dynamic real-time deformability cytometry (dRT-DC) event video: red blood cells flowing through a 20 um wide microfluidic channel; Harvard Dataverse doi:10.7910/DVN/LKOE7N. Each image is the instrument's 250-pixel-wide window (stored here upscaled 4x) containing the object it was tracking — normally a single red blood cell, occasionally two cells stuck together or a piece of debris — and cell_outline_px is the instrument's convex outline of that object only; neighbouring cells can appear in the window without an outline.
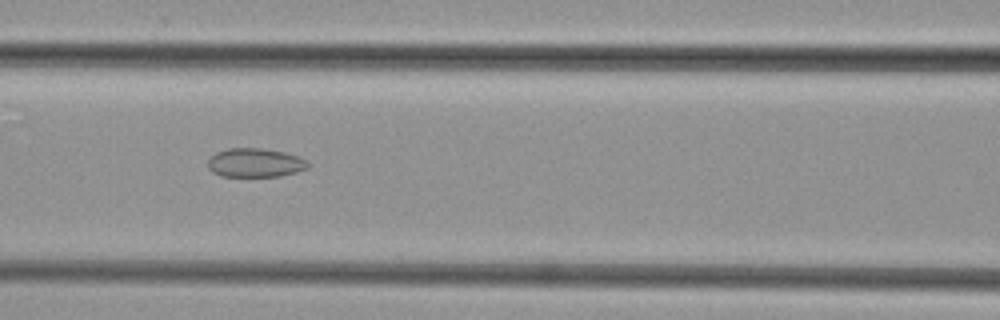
{"species": "common noctule bat (a hibernating species)", "species_latin": "Nyctalus noctula", "temperature_condition": "cold", "stored_images_in_passage": 45, "camera_frame_rate_fps": 3000, "um_per_image_px": 0.085, "animal": {"sex": "female", "body_mass_g": 29.2, "forearm_length_mm": 56.3}, "frame": {"image": 1, "passage_image": 20, "time_ms": 6.333, "image_size_px": [1000, 320], "cell_outline_px": [[312, 164], [308, 168], [296, 172], [280, 176], [220, 176], [212, 172], [208, 168], [208, 160], [216, 152], [228, 148], [260, 148], [284, 152], [308, 160]], "centroid_in_image_um": [21.7, 13.83], "position_along_channel_um": 144.9, "area_um2": 16.94}}
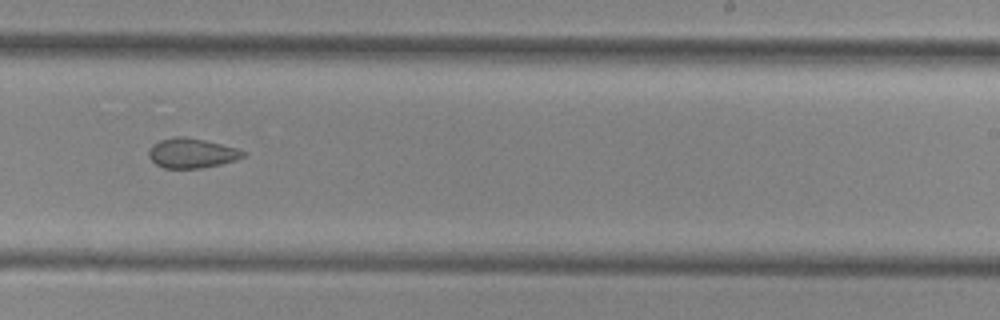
{"frame": {"image": 2, "passage_image": 29, "time_ms": 9.333, "image_size_px": [1000, 320], "cell_outline_px": [[248, 156], [236, 160], [220, 164], [200, 168], [164, 168], [156, 164], [148, 156], [148, 148], [152, 144], [160, 140], [176, 136], [184, 136], [204, 140], [236, 148], [244, 152]], "centroid_in_image_um": [16.28, 13.01], "position_along_channel_um": 272.7, "area_um2": 16.36}}
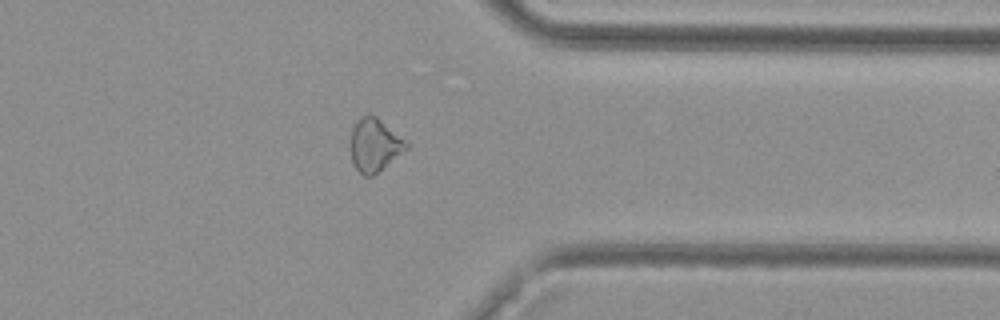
{"frame": {"image": 3, "passage_image": 37, "time_ms": 12.0, "image_size_px": [1000, 320], "cell_outline_px": [[408, 148], [372, 176], [364, 176], [356, 168], [352, 160], [352, 128], [356, 120], [360, 116], [368, 112], [376, 116], [404, 140], [408, 144]], "centroid_in_image_um": [31.82, 12.29], "position_along_channel_um": 379.6, "area_um2": 16.82}}